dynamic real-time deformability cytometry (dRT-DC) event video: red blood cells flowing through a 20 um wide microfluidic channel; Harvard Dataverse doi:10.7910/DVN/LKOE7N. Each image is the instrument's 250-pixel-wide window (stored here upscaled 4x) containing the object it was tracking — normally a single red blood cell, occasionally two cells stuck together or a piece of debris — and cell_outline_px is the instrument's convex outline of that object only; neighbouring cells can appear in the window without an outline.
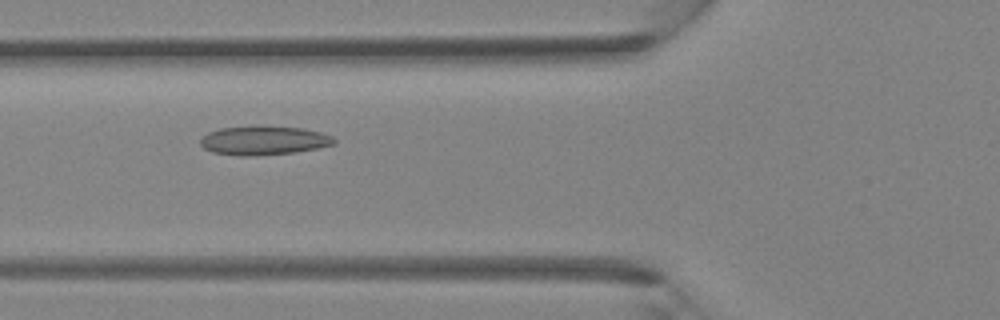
{"species": "Egyptian fruit bat (a non-hibernating species)", "species_latin": "Rousettus aegyptiacus", "temperature_condition": "room temperature", "stored_images_in_passage": 41, "camera_frame_rate_fps": 3000, "um_per_image_px": 0.085, "animal": {"sex": "female"}, "frame": {"image": 1, "passage_image": 16, "time_ms": 5.0, "image_size_px": [1000, 320], "cell_outline_px": [[336, 144], [316, 148], [292, 152], [256, 156], [240, 156], [212, 152], [204, 148], [200, 144], [200, 140], [208, 132], [220, 128], [260, 124], [264, 124], [300, 128], [320, 132], [332, 136], [336, 140]], "centroid_in_image_um": [22.4, 11.91], "position_along_channel_um": 103.4, "area_um2": 22.95}}
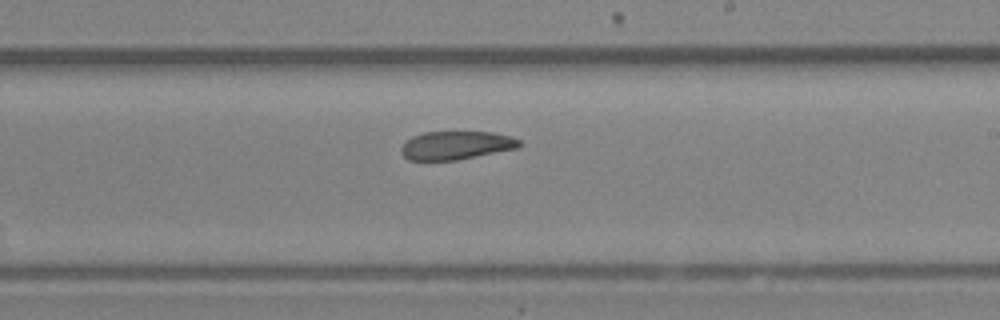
{"frame": {"image": 2, "passage_image": 25, "time_ms": 8.0, "image_size_px": [1000, 320], "cell_outline_px": [[524, 144], [520, 148], [456, 160], [408, 160], [400, 152], [400, 148], [412, 136], [424, 132], [492, 132], [512, 136], [520, 140]], "centroid_in_image_um": [38.82, 12.35], "position_along_channel_um": 250.2, "area_um2": 19.71}}
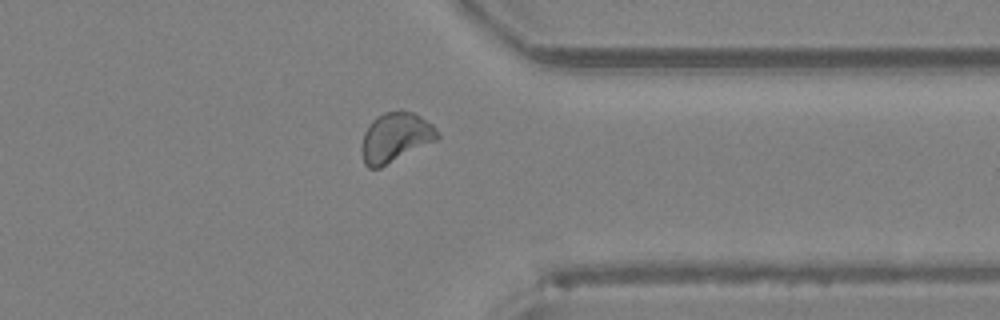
{"frame": {"image": 3, "passage_image": 33, "time_ms": 10.667, "image_size_px": [1000, 320], "cell_outline_px": [[440, 136], [436, 140], [380, 168], [368, 168], [364, 164], [360, 148], [364, 132], [368, 124], [376, 116], [384, 112], [400, 108], [412, 112], [420, 116], [432, 124], [440, 132]], "centroid_in_image_um": [33.59, 11.65], "position_along_channel_um": 377.8, "area_um2": 22.25}}